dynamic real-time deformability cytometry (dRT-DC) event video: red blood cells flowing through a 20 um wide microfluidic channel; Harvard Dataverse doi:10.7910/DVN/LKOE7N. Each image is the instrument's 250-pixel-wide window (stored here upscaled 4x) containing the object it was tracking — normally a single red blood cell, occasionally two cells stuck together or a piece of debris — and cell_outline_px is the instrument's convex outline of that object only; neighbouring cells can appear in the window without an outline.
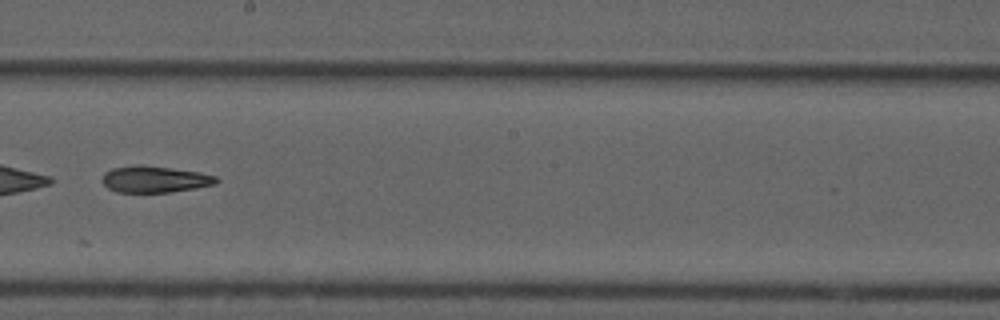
{"species": "common noctule bat (a hibernating species)", "species_latin": "Nyctalus noctula", "temperature_condition": "cold", "stored_images_in_passage": 40, "camera_frame_rate_fps": 3000, "um_per_image_px": 0.085, "animal": {"sex": "male", "forearm_length_mm": 52.5}, "frame": {"image": 1, "passage_image": 18, "time_ms": 5.667, "image_size_px": [1000, 320], "cell_outline_px": [[220, 180], [216, 184], [196, 188], [168, 192], [116, 192], [108, 188], [100, 180], [104, 172], [112, 168], [136, 164], [144, 164], [200, 172], [216, 176]], "centroid_in_image_um": [13.13, 15.22], "position_along_channel_um": 235.1, "area_um2": 17.92}, "authors_computed_cell_mechanics": {"area_um2": 18.5249, "velocity_mm_per_s": 3.7726, "shape_relaxation_time_tau1_ms": null, "shape_relaxation_time_tau2_ms": 10.658, "deformation_change_tau1": null, "deformation_change_tau2": 0.2504}}